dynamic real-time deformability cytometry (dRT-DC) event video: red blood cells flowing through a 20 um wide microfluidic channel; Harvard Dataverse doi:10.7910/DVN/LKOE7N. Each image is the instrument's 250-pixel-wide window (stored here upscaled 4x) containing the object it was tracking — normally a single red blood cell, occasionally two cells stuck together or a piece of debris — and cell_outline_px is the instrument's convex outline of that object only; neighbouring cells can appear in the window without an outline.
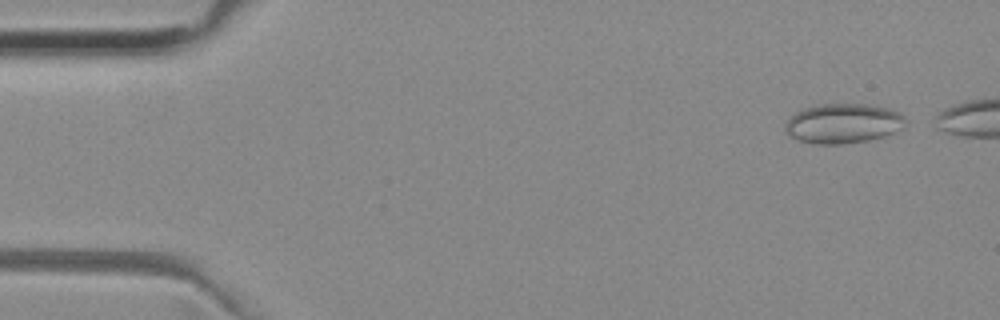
{"species": "common noctule bat (a hibernating species)", "species_latin": "Nyctalus noctula", "temperature_condition": "room temperature", "stored_images_in_passage": 44, "camera_frame_rate_fps": 3000, "um_per_image_px": 0.085, "animal": {"sex": "female", "body_mass_g": 29.2, "forearm_length_mm": 56.3}, "frame": {"image": 1, "passage_image": 3, "time_ms": 0.667, "image_size_px": [1000, 320], "cell_outline_px": [[904, 128], [896, 132], [884, 136], [868, 140], [840, 144], [816, 144], [800, 140], [788, 136], [784, 132], [784, 124], [796, 112], [804, 108], [820, 104], [868, 104], [892, 108], [900, 112], [904, 116]], "centroid_in_image_um": [71.68, 10.49], "position_along_channel_um": 13.3, "area_um2": 28.09}}
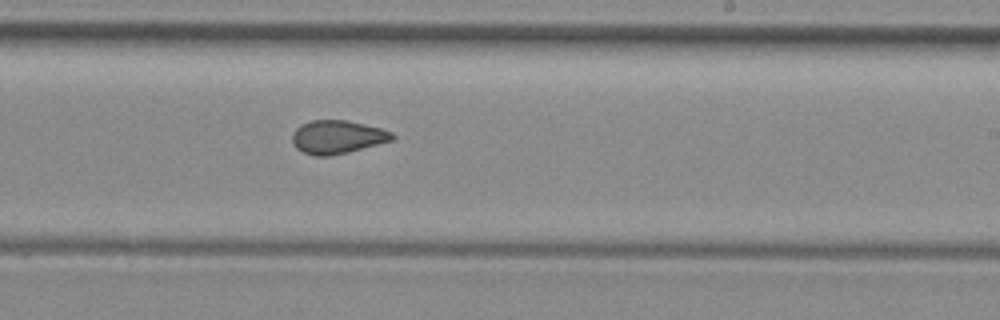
{"frame": {"image": 2, "passage_image": 30, "time_ms": 9.667, "image_size_px": [1000, 320], "cell_outline_px": [[396, 136], [392, 140], [348, 152], [328, 156], [316, 156], [304, 152], [296, 148], [292, 144], [292, 132], [300, 124], [312, 120], [344, 120], [380, 128], [392, 132]], "centroid_in_image_um": [28.63, 11.64], "position_along_channel_um": 260.4, "area_um2": 19.31}}
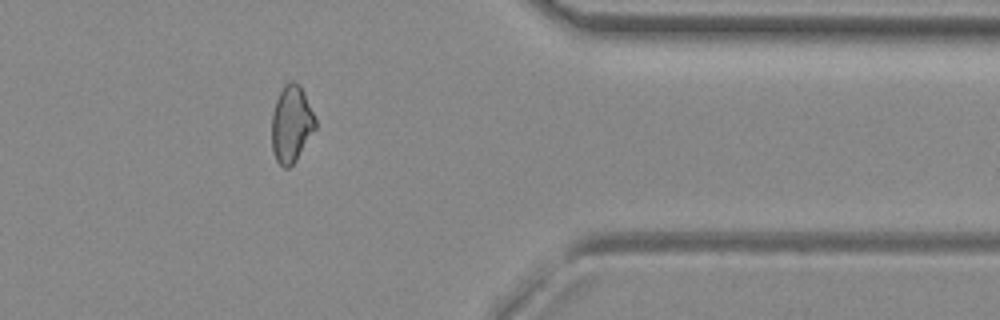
{"frame": {"image": 3, "passage_image": 41, "time_ms": 13.333, "image_size_px": [1000, 320], "cell_outline_px": [[316, 128], [296, 160], [288, 168], [284, 168], [276, 160], [272, 148], [272, 112], [276, 100], [284, 84], [292, 80], [300, 84], [304, 92], [316, 120]], "centroid_in_image_um": [24.76, 10.52], "position_along_channel_um": 386.6, "area_um2": 19.48}}